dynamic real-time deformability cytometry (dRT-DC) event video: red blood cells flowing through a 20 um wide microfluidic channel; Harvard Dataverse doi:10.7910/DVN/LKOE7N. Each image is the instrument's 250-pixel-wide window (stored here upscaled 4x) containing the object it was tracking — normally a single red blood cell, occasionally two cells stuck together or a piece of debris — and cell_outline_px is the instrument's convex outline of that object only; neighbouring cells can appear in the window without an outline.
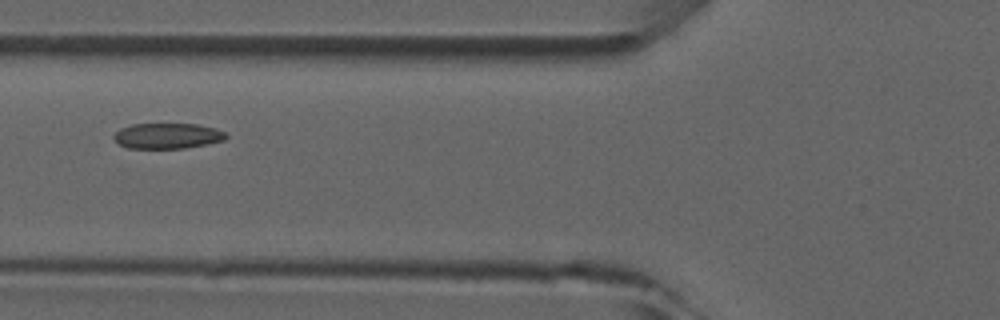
{"species": "common noctule bat (a hibernating species)", "species_latin": "Nyctalus noctula", "temperature_condition": "room temperature", "stored_images_in_passage": 6, "camera_frame_rate_fps": 3000, "um_per_image_px": 0.085, "animal": {"sex": "male", "forearm_length_mm": 52.5}, "frame": {"image": 1, "passage_image": 6, "time_ms": 5.667, "image_size_px": [1000, 320], "cell_outline_px": [[228, 136], [224, 140], [208, 144], [184, 148], [128, 148], [120, 144], [112, 136], [120, 128], [132, 124], [196, 124], [216, 128], [224, 132]], "centroid_in_image_um": [14.24, 11.54], "position_along_channel_um": 111.6, "area_um2": 16.65}}